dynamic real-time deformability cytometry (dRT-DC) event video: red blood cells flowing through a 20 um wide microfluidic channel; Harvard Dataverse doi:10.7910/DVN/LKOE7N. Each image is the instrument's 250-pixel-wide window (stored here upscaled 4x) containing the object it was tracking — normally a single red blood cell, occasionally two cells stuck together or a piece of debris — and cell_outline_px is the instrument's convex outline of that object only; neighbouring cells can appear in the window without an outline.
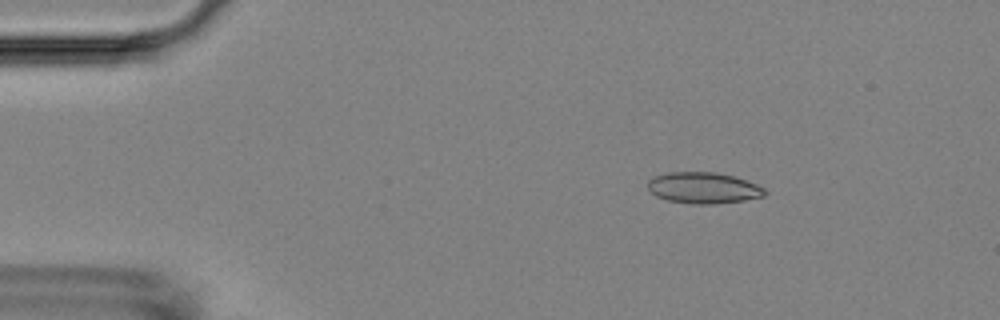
{"species": "Egyptian fruit bat (a non-hibernating species)", "species_latin": "Rousettus aegyptiacus", "temperature_condition": "room temperature", "stored_images_in_passage": 48, "camera_frame_rate_fps": 3000, "um_per_image_px": 0.085, "animal": {"sex": "female"}, "frame": {"image": 1, "passage_image": 8, "time_ms": 2.333, "image_size_px": [1000, 320], "cell_outline_px": [[768, 192], [764, 196], [744, 200], [712, 204], [692, 204], [668, 200], [656, 196], [648, 188], [648, 180], [656, 176], [668, 172], [716, 172], [732, 176], [756, 184], [764, 188]], "centroid_in_image_um": [59.79, 15.97], "position_along_channel_um": 25.2, "area_um2": 21.1}}
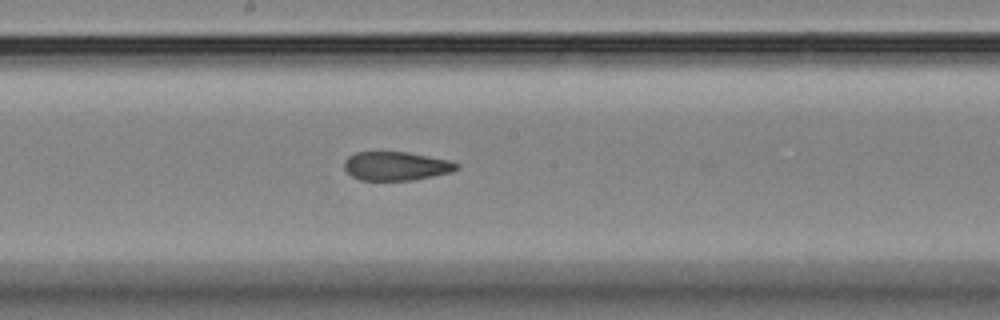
{"frame": {"image": 2, "passage_image": 29, "time_ms": 9.333, "image_size_px": [1000, 320], "cell_outline_px": [[460, 168], [452, 172], [416, 180], [360, 180], [352, 176], [344, 168], [344, 160], [348, 156], [356, 152], [408, 152], [452, 160], [460, 164]], "centroid_in_image_um": [33.72, 14.11], "position_along_channel_um": 214.5, "area_um2": 19.13}}
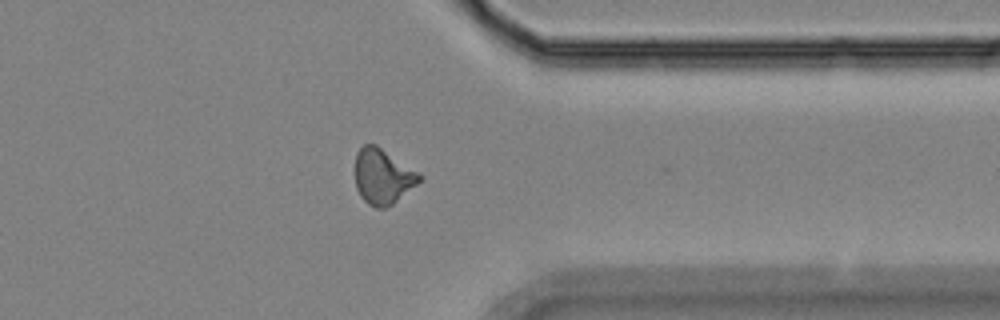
{"frame": {"image": 3, "passage_image": 43, "time_ms": 14.0, "image_size_px": [1000, 320], "cell_outline_px": [[424, 176], [416, 184], [392, 204], [384, 208], [376, 208], [368, 204], [360, 196], [356, 188], [356, 152], [364, 144], [376, 144], [420, 172]], "centroid_in_image_um": [32.54, 14.98], "position_along_channel_um": 378.9, "area_um2": 20.69}, "authors_computed_cell_mechanics": {"area_um2": 20.0855, "velocity_mm_per_s": 3.6424, "shape_relaxation_time_tau1_ms": null, "shape_relaxation_time_tau2_ms": 2.8495, "deformation_change_tau1": null, "deformation_change_tau2": 0.0809}}